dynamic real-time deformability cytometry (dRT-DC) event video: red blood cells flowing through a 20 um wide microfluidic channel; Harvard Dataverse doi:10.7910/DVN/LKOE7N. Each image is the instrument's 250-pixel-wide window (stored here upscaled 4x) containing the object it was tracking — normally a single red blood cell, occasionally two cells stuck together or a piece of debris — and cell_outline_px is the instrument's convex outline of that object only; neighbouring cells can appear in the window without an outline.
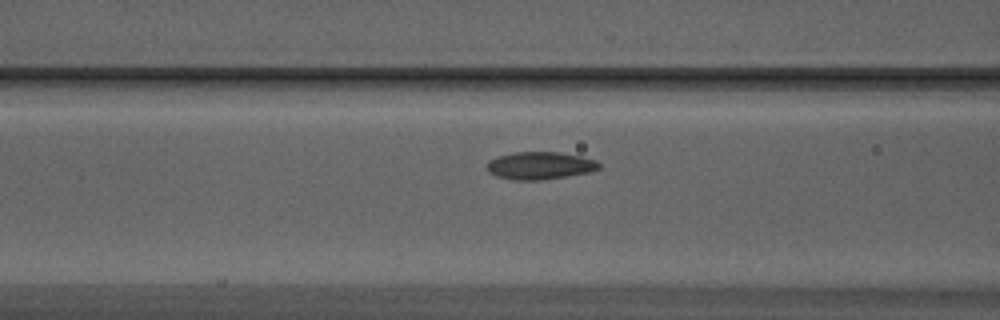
{"species": "Egyptian fruit bat (a non-hibernating species)", "species_latin": "Rousettus aegyptiacus", "temperature_condition": "warm", "stored_images_in_passage": 11, "camera_frame_rate_fps": 3000, "um_per_image_px": 0.085, "animal": {"sex": "male"}, "frame": {"image": 1, "passage_image": 6, "time_ms": 1.667, "image_size_px": [1000, 320], "cell_outline_px": [[600, 168], [592, 172], [540, 180], [512, 180], [496, 176], [488, 172], [488, 160], [496, 156], [516, 152], [560, 152], [580, 156], [596, 160], [600, 164]], "centroid_in_image_um": [45.9, 14.07], "position_along_channel_um": 120.7, "area_um2": 18.09}}
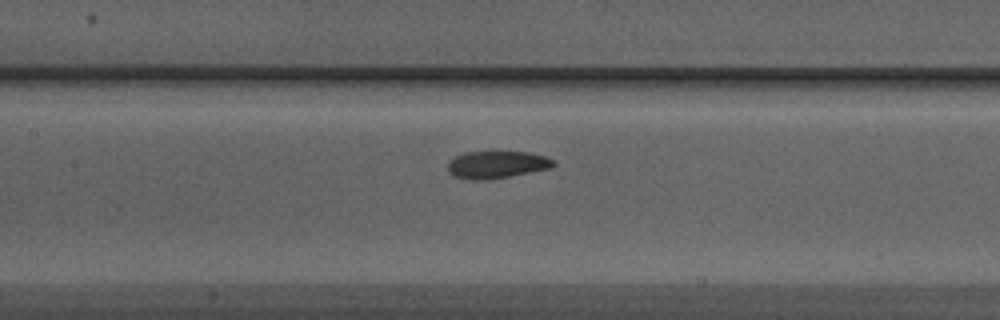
{"frame": {"image": 2, "passage_image": 9, "time_ms": 2.667, "image_size_px": [1000, 320], "cell_outline_px": [[556, 164], [548, 168], [488, 180], [468, 180], [456, 176], [448, 172], [448, 164], [456, 156], [464, 152], [528, 152], [544, 156], [556, 160]], "centroid_in_image_um": [42.21, 13.99], "position_along_channel_um": 165.2, "area_um2": 16.59}}